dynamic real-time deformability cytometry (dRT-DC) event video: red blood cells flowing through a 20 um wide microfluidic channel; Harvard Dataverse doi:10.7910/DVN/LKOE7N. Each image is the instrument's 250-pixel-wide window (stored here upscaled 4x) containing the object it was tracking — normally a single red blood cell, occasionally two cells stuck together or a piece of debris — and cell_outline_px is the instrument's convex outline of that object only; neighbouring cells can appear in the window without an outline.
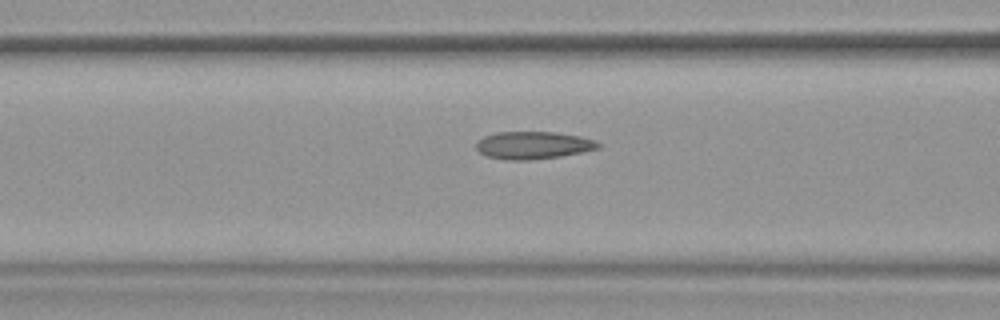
{"species": "common noctule bat (a hibernating species)", "species_latin": "Nyctalus noctula", "temperature_condition": "warm", "stored_images_in_passage": 37, "camera_frame_rate_fps": 3000, "um_per_image_px": 0.085, "animal": {"sex": "female", "body_mass_g": 19.9}, "frame": {"image": 1, "passage_image": 6, "time_ms": 1.667, "image_size_px": [1000, 320], "cell_outline_px": [[604, 144], [600, 148], [584, 152], [560, 156], [528, 160], [508, 160], [484, 156], [476, 148], [476, 140], [484, 136], [496, 132], [556, 132], [580, 136], [596, 140]], "centroid_in_image_um": [45.34, 12.34], "position_along_channel_um": 121.3, "area_um2": 19.88}, "authors_computed_cell_mechanics": {"area_um2": 19.5364, "velocity_mm_per_s": 3.8085, "shape_relaxation_time_tau1_ms": 4.6477, "shape_relaxation_time_tau2_ms": 1.2561, "deformation_change_tau1": 0.1589, "deformation_change_tau2": 0.0965}}